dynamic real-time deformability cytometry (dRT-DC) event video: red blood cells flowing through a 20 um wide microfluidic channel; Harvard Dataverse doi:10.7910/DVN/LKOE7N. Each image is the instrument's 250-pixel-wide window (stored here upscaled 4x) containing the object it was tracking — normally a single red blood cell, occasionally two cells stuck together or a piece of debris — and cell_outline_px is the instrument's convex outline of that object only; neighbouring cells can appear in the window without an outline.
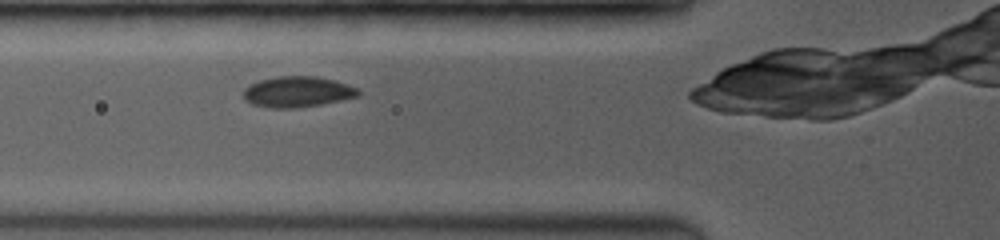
{"species": "common noctule bat (a hibernating species)", "species_latin": "Nyctalus noctula", "temperature_condition": "room temperature", "stored_images_in_passage": 15, "camera_frame_rate_fps": 3500, "um_per_image_px": 0.085, "animal": {"sex": "female", "body_mass_g": 19.0, "forearm_length_mm": 53.3}, "frame": {"image": 1, "passage_image": 3, "time_ms": 1.143, "image_size_px": [1000, 240], "cell_outline_px": [[360, 96], [320, 104], [296, 108], [268, 108], [252, 104], [244, 100], [244, 88], [260, 80], [276, 76], [316, 76], [336, 80], [356, 88], [360, 92]], "centroid_in_image_um": [25.27, 7.8], "position_along_channel_um": 100.5, "area_um2": 20.58}}
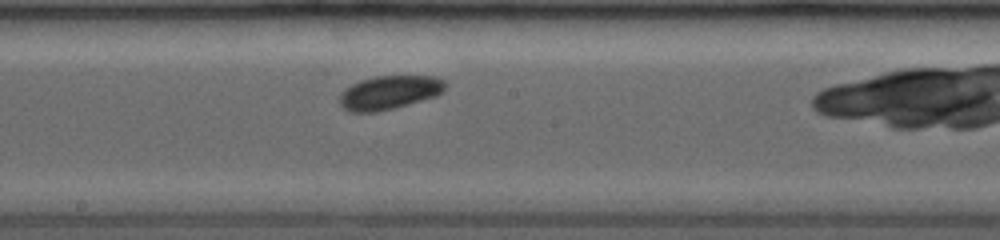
{"frame": {"image": 2, "passage_image": 8, "time_ms": 4.0, "image_size_px": [1000, 240], "cell_outline_px": [[448, 84], [444, 92], [436, 96], [408, 104], [376, 112], [352, 112], [344, 108], [340, 104], [340, 96], [352, 84], [360, 80], [376, 76], [432, 76], [444, 80]], "centroid_in_image_um": [33.15, 7.85], "position_along_channel_um": 215.0, "area_um2": 20.58}}
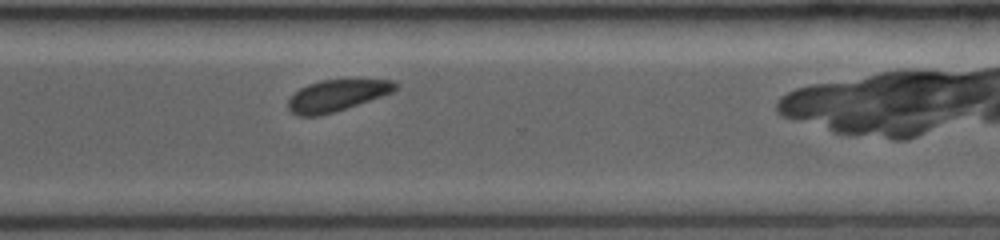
{"frame": {"image": 3, "passage_image": 15, "time_ms": 7.143, "image_size_px": [1000, 240], "cell_outline_px": [[400, 84], [392, 92], [320, 116], [296, 116], [288, 108], [288, 100], [300, 88], [308, 84], [320, 80], [392, 80]], "centroid_in_image_um": [28.59, 8.11], "position_along_channel_um": 342.0, "area_um2": 19.19}}